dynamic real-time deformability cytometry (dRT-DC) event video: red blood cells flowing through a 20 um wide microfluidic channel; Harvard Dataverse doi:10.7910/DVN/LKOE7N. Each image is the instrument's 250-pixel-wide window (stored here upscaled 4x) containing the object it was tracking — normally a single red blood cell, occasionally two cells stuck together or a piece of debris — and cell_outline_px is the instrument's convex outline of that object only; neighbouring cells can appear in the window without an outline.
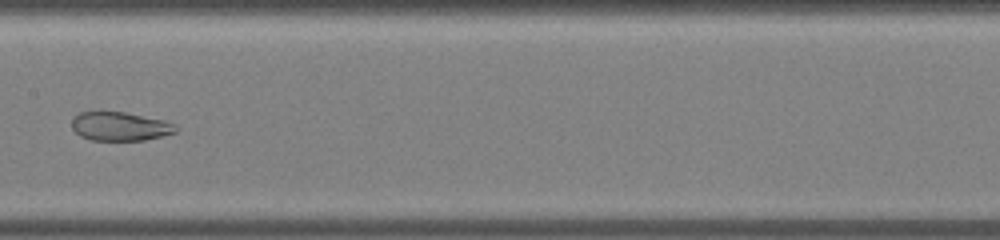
{"species": "common noctule bat (a hibernating species)", "species_latin": "Nyctalus noctula", "temperature_condition": "warm", "stored_images_in_passage": 36, "segment_of_instrument_passage": [2, 2], "camera_frame_rate_fps": 3000, "um_per_image_px": 0.085, "animal": {"sex": "male", "body_mass_g": 19.0, "forearm_length_mm": 50.8}, "frame": {"image": 1, "passage_image": 18, "time_ms": 5.667, "image_size_px": [1000, 240], "cell_outline_px": [[180, 128], [176, 132], [144, 140], [92, 140], [80, 136], [72, 128], [72, 120], [80, 112], [124, 112], [164, 120], [176, 124]], "centroid_in_image_um": [10.23, 10.74], "position_along_channel_um": 197.2, "area_um2": 17.34}}
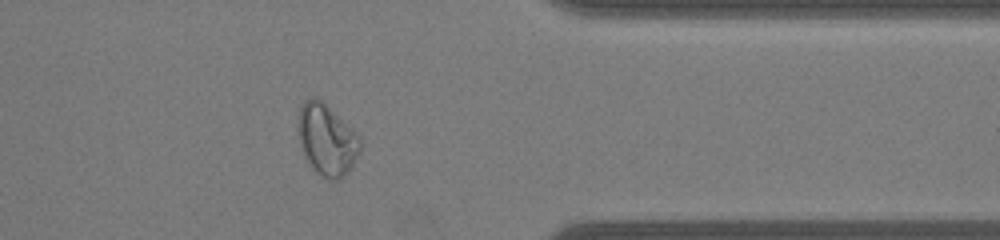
{"frame": {"image": 2, "passage_image": 29, "time_ms": 9.333, "image_size_px": [1000, 240], "cell_outline_px": [[360, 152], [352, 168], [344, 176], [336, 180], [332, 180], [320, 176], [308, 164], [300, 148], [300, 108], [304, 100], [312, 96], [316, 96], [352, 128], [360, 136]], "centroid_in_image_um": [27.8, 11.91], "position_along_channel_um": 383.6, "area_um2": 25.66}}
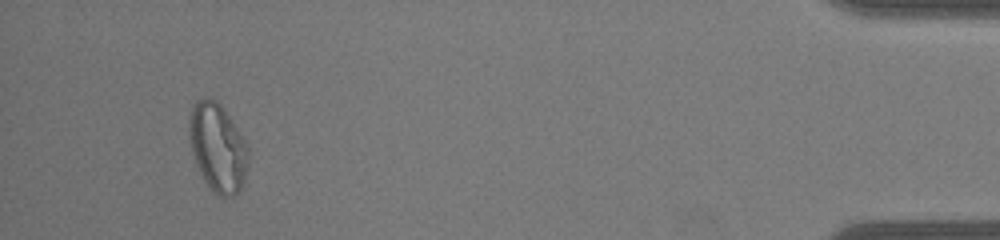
{"frame": {"image": 3, "passage_image": 34, "time_ms": 11.0, "image_size_px": [1000, 240], "cell_outline_px": [[248, 164], [244, 180], [240, 188], [232, 196], [220, 196], [208, 188], [196, 164], [192, 152], [188, 136], [188, 120], [192, 104], [196, 100], [204, 96], [208, 96], [216, 100], [220, 104], [244, 140], [248, 148]], "centroid_in_image_um": [18.46, 12.51], "position_along_channel_um": 416.7, "area_um2": 30.46}}